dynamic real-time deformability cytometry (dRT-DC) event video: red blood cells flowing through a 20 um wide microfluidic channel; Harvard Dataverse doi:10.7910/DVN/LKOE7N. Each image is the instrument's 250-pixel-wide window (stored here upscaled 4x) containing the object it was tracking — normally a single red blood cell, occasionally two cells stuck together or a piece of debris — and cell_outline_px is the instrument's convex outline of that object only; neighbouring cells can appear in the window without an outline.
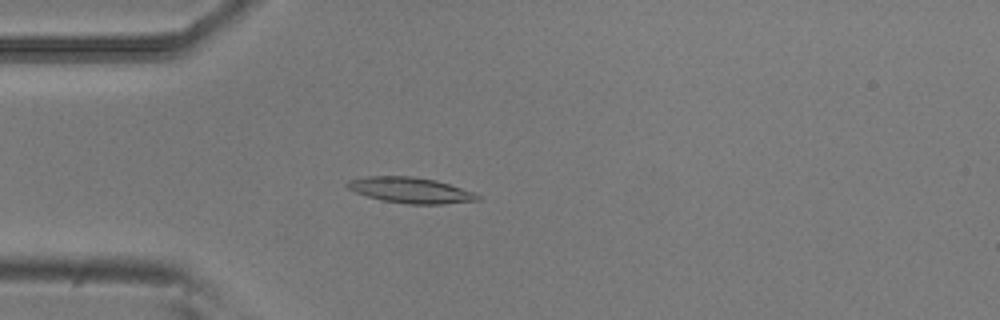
{"species": "common noctule bat (a hibernating species)", "species_latin": "Nyctalus noctula", "temperature_condition": "room temperature", "stored_images_in_passage": 42, "camera_frame_rate_fps": 3000, "um_per_image_px": 0.085, "animal": {"sex": "male", "body_mass_g": 20.5, "forearm_length_mm": 52.5}, "frame": {"image": 1, "passage_image": 15, "time_ms": 4.667, "image_size_px": [1000, 320], "cell_outline_px": [[480, 200], [444, 204], [408, 204], [384, 200], [368, 196], [356, 192], [348, 188], [344, 184], [348, 180], [368, 176], [412, 176], [436, 180], [476, 192], [480, 196]], "centroid_in_image_um": [34.93, 16.16], "position_along_channel_um": 50.1, "area_um2": 19.54}}
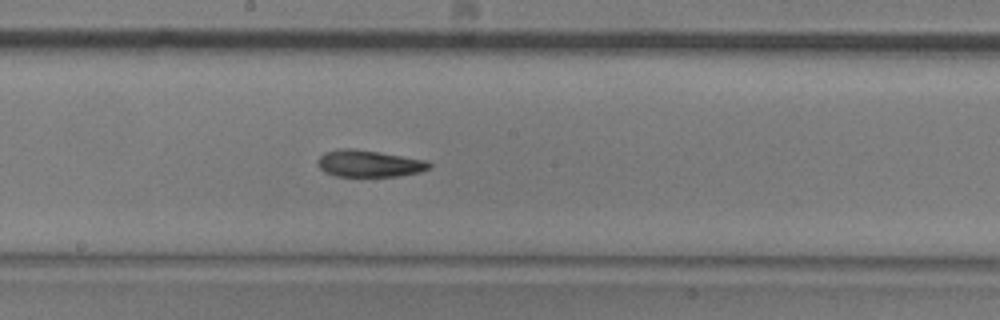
{"frame": {"image": 2, "passage_image": 29, "time_ms": 9.333, "image_size_px": [1000, 320], "cell_outline_px": [[432, 164], [428, 168], [420, 172], [396, 176], [336, 176], [324, 172], [316, 164], [316, 160], [324, 152], [340, 148], [352, 148], [428, 160]], "centroid_in_image_um": [31.33, 13.9], "position_along_channel_um": 216.9, "area_um2": 17.46}}
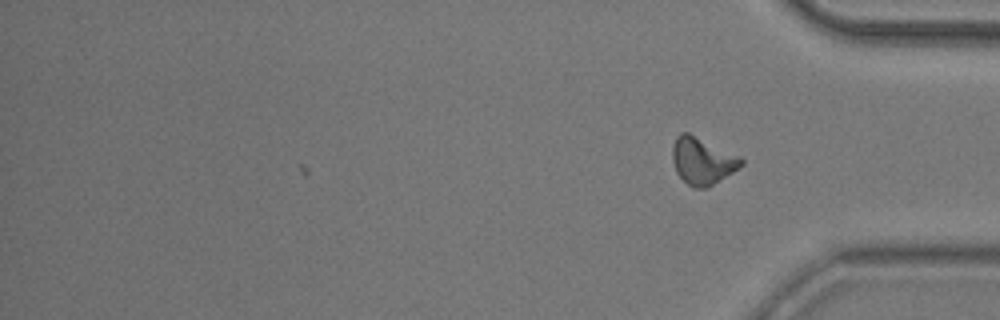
{"frame": {"image": 3, "passage_image": 42, "time_ms": 13.667, "image_size_px": [1000, 320], "cell_outline_px": [[744, 164], [732, 172], [712, 184], [704, 188], [692, 188], [676, 172], [672, 160], [672, 148], [676, 136], [680, 132], [688, 132], [740, 156], [744, 160]], "centroid_in_image_um": [59.68, 13.65], "position_along_channel_um": 375.5, "area_um2": 18.67}, "authors_computed_cell_mechanics": {"area_um2": 18.0336, "velocity_mm_per_s": 3.7774, "shape_relaxation_time_tau1_ms": null, "shape_relaxation_time_tau2_ms": 4.8753, "deformation_change_tau1": null, "deformation_change_tau2": 0.1303}}